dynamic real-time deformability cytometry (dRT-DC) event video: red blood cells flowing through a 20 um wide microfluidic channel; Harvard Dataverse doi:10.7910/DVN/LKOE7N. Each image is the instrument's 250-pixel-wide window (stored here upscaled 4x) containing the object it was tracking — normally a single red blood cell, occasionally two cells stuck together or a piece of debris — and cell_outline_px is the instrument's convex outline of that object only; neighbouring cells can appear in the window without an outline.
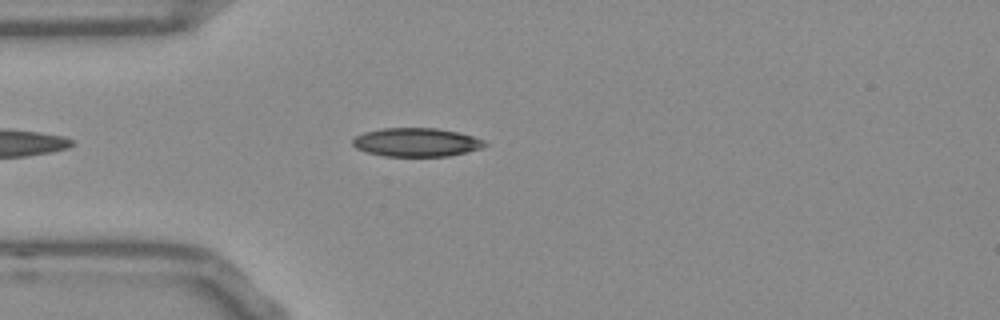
{"species": "Egyptian fruit bat (a non-hibernating species)", "species_latin": "Rousettus aegyptiacus", "temperature_condition": "room temperature", "stored_images_in_passage": 16, "camera_frame_rate_fps": 3000, "um_per_image_px": 0.085, "frame": {"image": 1, "passage_image": 5, "time_ms": 1.333, "image_size_px": [1000, 320], "cell_outline_px": [[488, 144], [480, 148], [448, 156], [384, 156], [368, 152], [356, 148], [352, 144], [352, 140], [356, 136], [364, 132], [384, 128], [436, 128], [456, 132], [472, 136], [484, 140]], "centroid_in_image_um": [35.37, 12.09], "position_along_channel_um": 49.6, "area_um2": 21.79}}
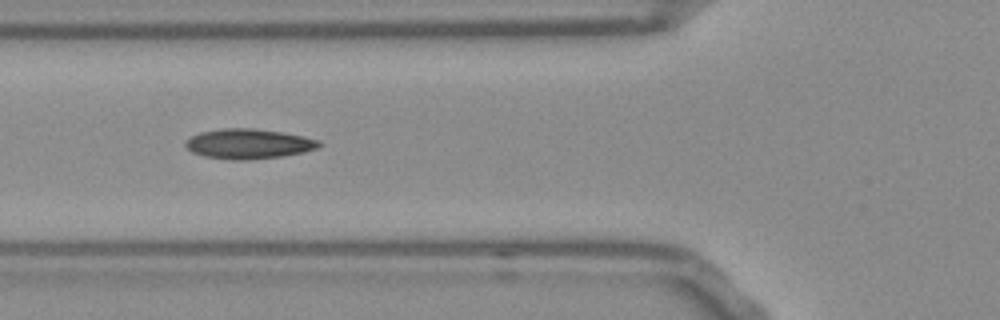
{"frame": {"image": 2, "passage_image": 10, "time_ms": 3.0, "image_size_px": [1000, 320], "cell_outline_px": [[324, 144], [316, 148], [304, 152], [280, 156], [248, 160], [228, 160], [204, 156], [192, 152], [184, 144], [192, 136], [200, 132], [224, 128], [252, 128], [284, 132], [320, 140]], "centroid_in_image_um": [21.15, 12.22], "position_along_channel_um": 104.7, "area_um2": 23.29}}
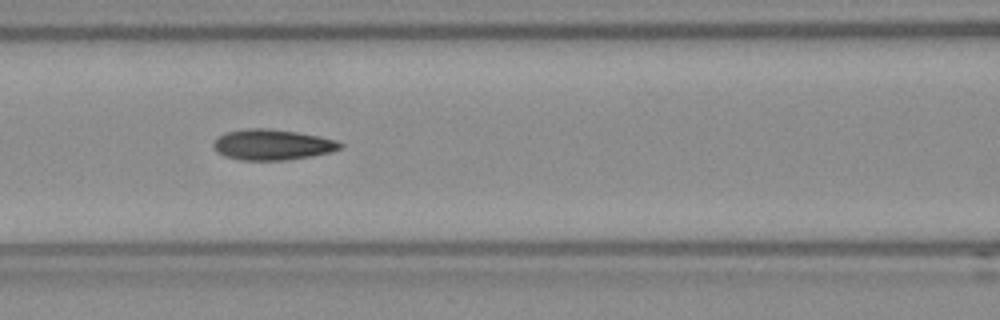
{"frame": {"image": 3, "passage_image": 13, "time_ms": 4.0, "image_size_px": [1000, 320], "cell_outline_px": [[344, 144], [340, 148], [332, 152], [284, 160], [244, 160], [224, 156], [212, 144], [220, 136], [228, 132], [248, 128], [268, 128], [296, 132], [320, 136], [336, 140]], "centroid_in_image_um": [23.19, 12.29], "position_along_channel_um": 143.4, "area_um2": 22.25}}